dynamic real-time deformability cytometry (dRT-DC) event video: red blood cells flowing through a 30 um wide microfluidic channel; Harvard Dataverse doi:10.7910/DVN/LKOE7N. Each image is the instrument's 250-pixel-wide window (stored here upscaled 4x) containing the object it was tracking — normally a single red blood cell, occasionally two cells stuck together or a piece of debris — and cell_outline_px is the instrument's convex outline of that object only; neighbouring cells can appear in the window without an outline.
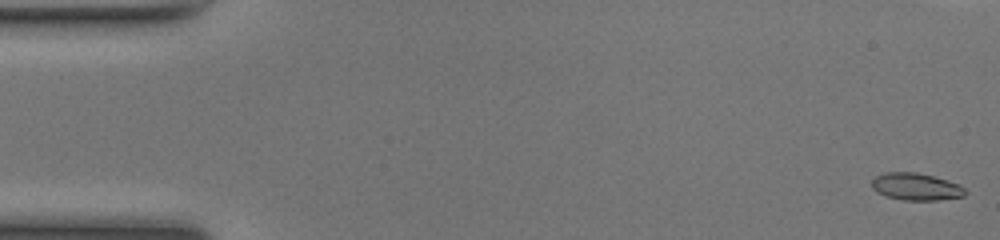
{"species": "common noctule bat (a hibernating species)", "species_latin": "Nyctalus noctula", "temperature_condition": "room temperature", "stored_images_in_passage": 50, "camera_frame_rate_fps": 3000, "um_per_image_px": 0.085, "animal": {"sex": "female", "body_mass_g": 17.0, "forearm_length_mm": 48.0}, "frame": {"image": 1, "passage_image": 1, "time_ms": 0.0, "image_size_px": [1000, 240], "cell_outline_px": [[968, 192], [964, 196], [936, 200], [904, 200], [888, 196], [876, 192], [872, 188], [872, 180], [876, 176], [884, 172], [916, 172], [948, 180], [960, 184]], "centroid_in_image_um": [77.88, 15.86], "position_along_channel_um": 7.1, "area_um2": 14.8}}
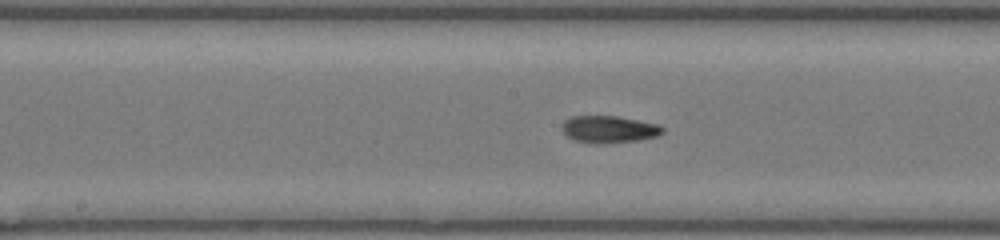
{"frame": {"image": 2, "passage_image": 25, "time_ms": 8.0, "image_size_px": [1000, 240], "cell_outline_px": [[664, 132], [656, 136], [640, 140], [596, 144], [572, 140], [564, 132], [564, 120], [572, 116], [616, 116], [660, 124], [664, 128]], "centroid_in_image_um": [51.8, 10.99], "position_along_channel_um": 196.4, "area_um2": 15.84}}
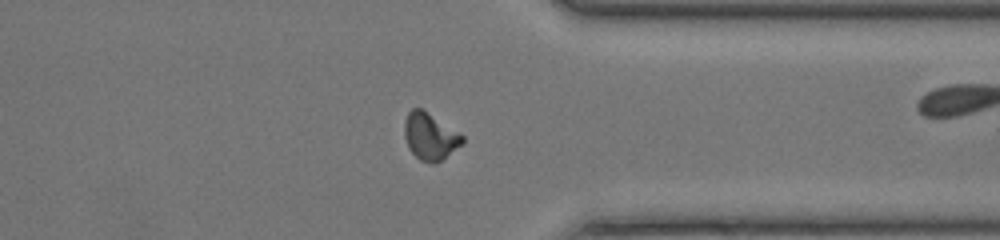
{"frame": {"image": 3, "passage_image": 38, "time_ms": 12.333, "image_size_px": [1000, 240], "cell_outline_px": [[464, 144], [440, 160], [420, 160], [408, 148], [404, 136], [404, 120], [408, 112], [412, 108], [420, 108], [460, 132], [464, 136]], "centroid_in_image_um": [36.56, 11.55], "position_along_channel_um": 374.8, "area_um2": 15.61}, "authors_computed_cell_mechanics": {"area_um2": 15.2303, "velocity_mm_per_s": 4.2422, "shape_relaxation_time_tau1_ms": 8.2732, "shape_relaxation_time_tau2_ms": 2.6354, "deformation_change_tau1": 0.2193, "deformation_change_tau2": 0.0778}}